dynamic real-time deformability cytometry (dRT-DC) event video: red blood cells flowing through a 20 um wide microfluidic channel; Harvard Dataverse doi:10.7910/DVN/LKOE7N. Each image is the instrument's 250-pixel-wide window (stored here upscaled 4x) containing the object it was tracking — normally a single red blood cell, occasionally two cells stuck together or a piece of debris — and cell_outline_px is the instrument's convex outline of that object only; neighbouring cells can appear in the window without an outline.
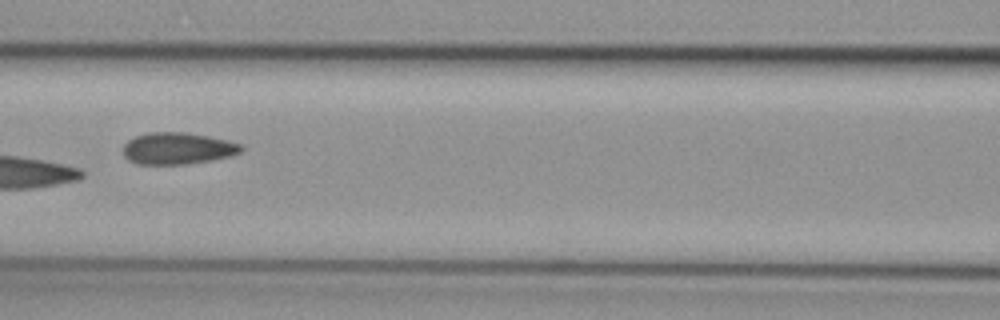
{"species": "common noctule bat (a hibernating species)", "species_latin": "Nyctalus noctula", "temperature_condition": "cold", "stored_images_in_passage": 7, "camera_frame_rate_fps": 3000, "um_per_image_px": 0.085, "animal": {"sex": "female", "body_mass_g": 29.2, "forearm_length_mm": 56.3}, "frame": {"image": 1, "passage_image": 5, "time_ms": 1.333, "image_size_px": [1000, 320], "cell_outline_px": [[244, 148], [240, 152], [228, 156], [212, 160], [188, 164], [136, 164], [128, 160], [124, 156], [124, 144], [128, 140], [136, 136], [148, 132], [184, 132], [208, 136], [240, 144]], "centroid_in_image_um": [15.06, 12.62], "position_along_channel_um": 151.5, "area_um2": 21.73}}
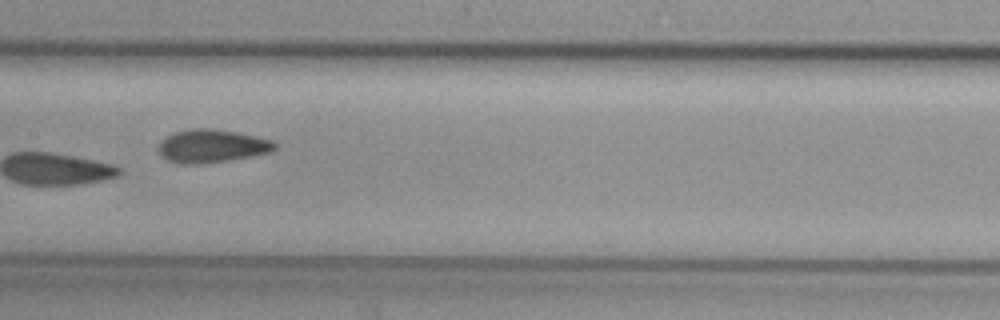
{"frame": {"image": 2, "passage_image": 6, "time_ms": 1.667, "image_size_px": [1000, 320], "cell_outline_px": [[276, 148], [268, 152], [228, 160], [196, 164], [180, 164], [168, 160], [160, 156], [160, 144], [168, 136], [176, 132], [192, 128], [212, 128], [236, 132], [256, 136], [272, 140], [276, 144]], "centroid_in_image_um": [18.0, 12.41], "position_along_channel_um": 189.4, "area_um2": 22.02}}